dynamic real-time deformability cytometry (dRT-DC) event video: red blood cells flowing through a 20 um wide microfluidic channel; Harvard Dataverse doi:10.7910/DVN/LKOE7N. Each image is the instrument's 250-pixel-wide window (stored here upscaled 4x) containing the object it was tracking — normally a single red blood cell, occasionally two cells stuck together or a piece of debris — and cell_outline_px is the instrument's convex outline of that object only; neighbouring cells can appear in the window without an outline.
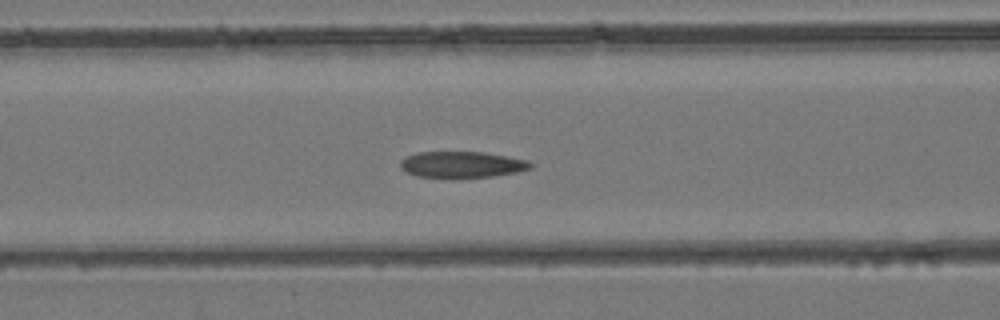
{"species": "common noctule bat (a hibernating species)", "species_latin": "Nyctalus noctula", "temperature_condition": "room temperature", "stored_images_in_passage": 38, "camera_frame_rate_fps": 3000, "um_per_image_px": 0.085, "animal": {"sex": "female", "body_mass_g": 24.6, "forearm_length_mm": 56.2}, "frame": {"image": 1, "passage_image": 10, "time_ms": 3.0, "image_size_px": [1000, 320], "cell_outline_px": [[532, 168], [516, 172], [492, 176], [452, 180], [416, 176], [400, 168], [400, 160], [404, 156], [416, 152], [484, 152], [528, 160], [532, 164]], "centroid_in_image_um": [39.2, 14.01], "position_along_channel_um": 127.4, "area_um2": 20.58}}
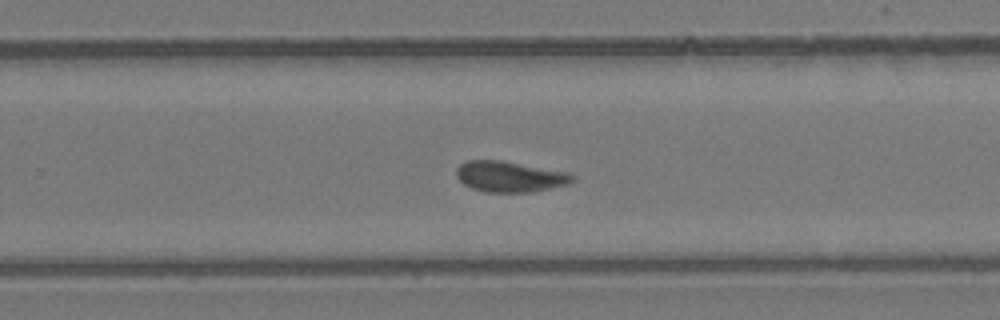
{"frame": {"image": 2, "passage_image": 21, "time_ms": 6.667, "image_size_px": [1000, 320], "cell_outline_px": [[576, 180], [572, 184], [532, 192], [488, 192], [472, 188], [464, 184], [456, 176], [456, 168], [460, 164], [468, 160], [500, 160], [568, 172], [576, 176]], "centroid_in_image_um": [43.39, 15.01], "position_along_channel_um": 286.4, "area_um2": 20.98}}
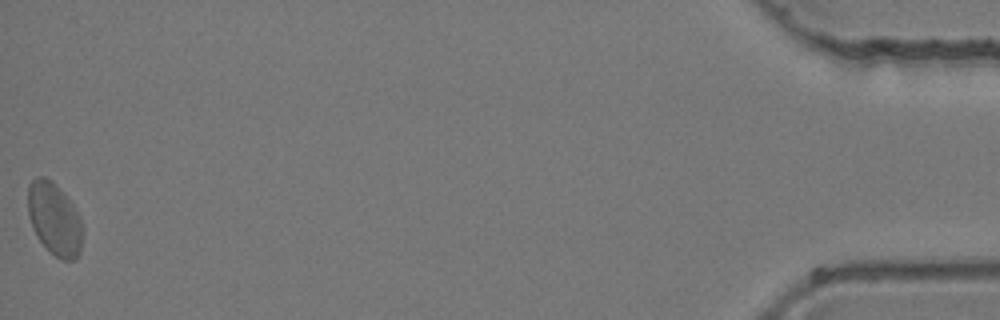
{"frame": {"image": 3, "passage_image": 38, "time_ms": 12.333, "image_size_px": [1000, 320], "cell_outline_px": [[84, 232], [80, 252], [72, 260], [60, 260], [36, 236], [32, 228], [28, 216], [28, 184], [36, 176], [44, 176], [52, 180], [72, 204], [84, 228]], "centroid_in_image_um": [4.62, 18.6], "position_along_channel_um": 430.6, "area_um2": 23.12}}